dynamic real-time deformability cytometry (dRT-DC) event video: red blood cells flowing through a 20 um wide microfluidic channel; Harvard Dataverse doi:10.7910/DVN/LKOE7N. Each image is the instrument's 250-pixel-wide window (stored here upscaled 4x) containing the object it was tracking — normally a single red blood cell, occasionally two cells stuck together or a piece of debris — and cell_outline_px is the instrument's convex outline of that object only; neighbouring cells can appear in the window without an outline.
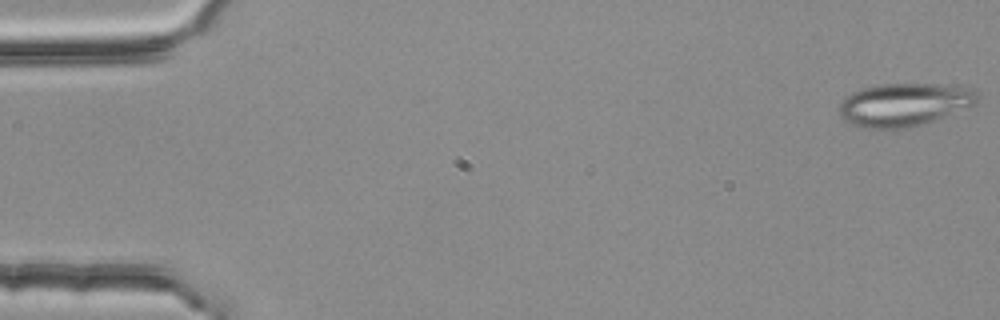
{"species": "common noctule bat (a hibernating species)", "species_latin": "Nyctalus noctula", "temperature_condition": "room temperature", "stored_images_in_passage": 55, "camera_frame_rate_fps": 3000, "um_per_image_px": 0.085, "animal": {"sex": "female", "body_mass_g": 25.1}, "frame": {"image": 1, "passage_image": 1, "time_ms": 0.0, "image_size_px": [1000, 320], "cell_outline_px": [[980, 96], [976, 104], [932, 120], [908, 128], [860, 128], [848, 124], [840, 116], [840, 104], [852, 92], [860, 88], [880, 84], [940, 84], [976, 88], [980, 92]], "centroid_in_image_um": [76.87, 8.88], "position_along_channel_um": 8.1, "area_um2": 34.74}}
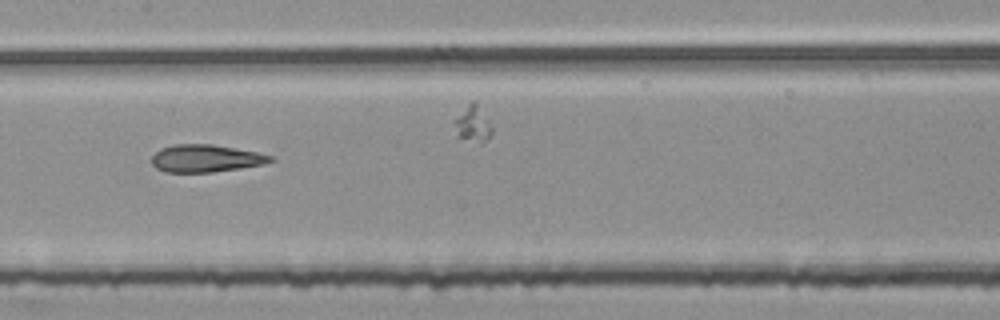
{"frame": {"image": 2, "passage_image": 27, "time_ms": 8.667, "image_size_px": [1000, 320], "cell_outline_px": [[276, 160], [264, 164], [240, 168], [212, 172], [164, 172], [156, 168], [152, 164], [152, 156], [160, 148], [172, 144], [212, 144], [256, 152], [272, 156]], "centroid_in_image_um": [17.47, 13.46], "position_along_channel_um": 189.9, "area_um2": 19.02}}
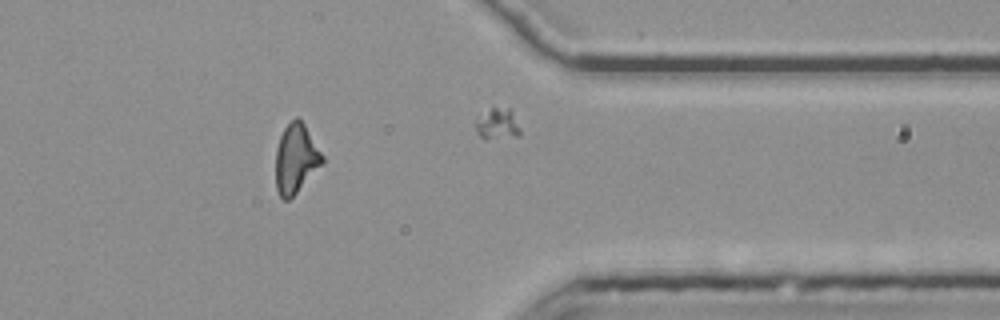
{"frame": {"image": 3, "passage_image": 44, "time_ms": 14.333, "image_size_px": [1000, 320], "cell_outline_px": [[324, 164], [288, 200], [284, 200], [280, 196], [276, 188], [276, 148], [280, 136], [284, 128], [296, 116], [304, 124], [324, 156]], "centroid_in_image_um": [25.16, 13.49], "position_along_channel_um": 386.2, "area_um2": 18.73}, "authors_computed_cell_mechanics": {"area_um2": 19.5942, "velocity_mm_per_s": 3.7921, "shape_relaxation_time_tau1_ms": null, "shape_relaxation_time_tau2_ms": 2.3546, "deformation_change_tau1": null, "deformation_change_tau2": 0.126}}